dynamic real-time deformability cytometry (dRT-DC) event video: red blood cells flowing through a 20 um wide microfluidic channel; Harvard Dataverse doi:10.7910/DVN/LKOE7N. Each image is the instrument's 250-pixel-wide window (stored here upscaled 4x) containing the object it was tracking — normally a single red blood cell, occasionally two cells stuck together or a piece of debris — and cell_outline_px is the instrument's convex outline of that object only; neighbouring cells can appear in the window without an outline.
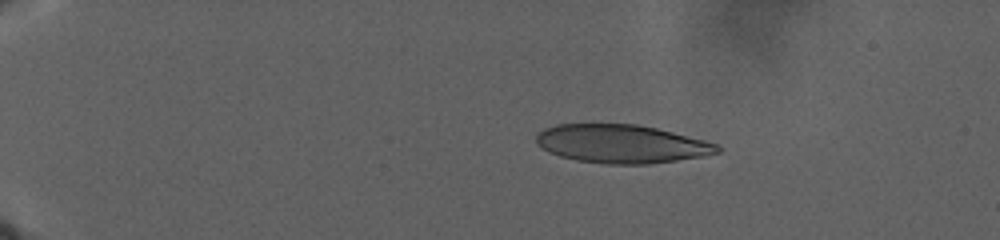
{"species": "human", "species_latin": "Homo sapiens", "temperature_condition": "warm", "stored_images_in_passage": 70, "camera_frame_rate_fps": 3000, "um_per_image_px": 0.085, "donor": {"sex": "male"}, "frame": {"image": 1, "passage_image": 2, "time_ms": 0.667, "image_size_px": [1000, 240], "cell_outline_px": [[724, 148], [720, 152], [704, 156], [648, 164], [608, 164], [576, 160], [560, 156], [548, 152], [536, 144], [536, 136], [544, 128], [556, 124], [636, 124], [656, 128], [704, 140], [716, 144]], "centroid_in_image_um": [52.82, 12.23], "position_along_channel_um": 32.2, "area_um2": 40.52}}
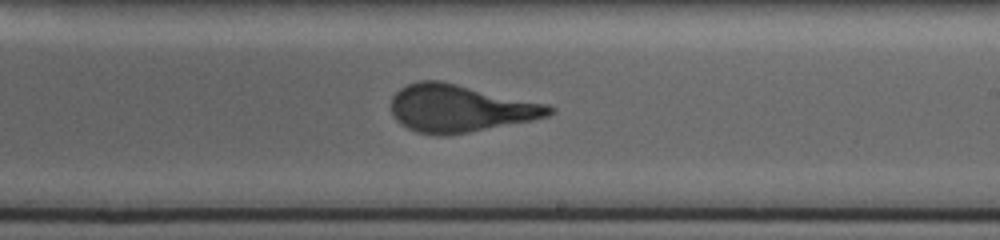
{"frame": {"image": 2, "passage_image": 38, "time_ms": 18.667, "image_size_px": [1000, 240], "cell_outline_px": [[556, 112], [548, 116], [532, 120], [468, 132], [444, 136], [436, 136], [416, 132], [400, 124], [392, 116], [392, 96], [400, 88], [408, 84], [420, 80], [440, 80], [548, 104], [556, 108]], "centroid_in_image_um": [39.09, 9.21], "position_along_channel_um": 249.9, "area_um2": 43.81}}
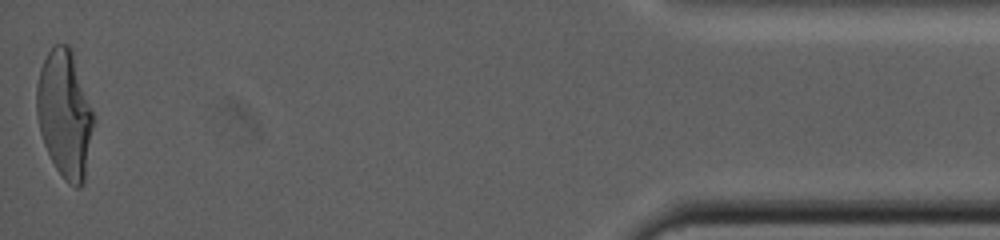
{"frame": {"image": 3, "passage_image": 70, "time_ms": 32.333, "image_size_px": [1000, 240], "cell_outline_px": [[92, 128], [84, 180], [80, 188], [76, 188], [68, 184], [64, 180], [56, 168], [44, 144], [40, 132], [36, 116], [36, 84], [40, 68], [48, 52], [56, 44], [68, 44], [72, 48], [92, 112]], "centroid_in_image_um": [5.46, 9.68], "position_along_channel_um": 429.7, "area_um2": 41.67}}